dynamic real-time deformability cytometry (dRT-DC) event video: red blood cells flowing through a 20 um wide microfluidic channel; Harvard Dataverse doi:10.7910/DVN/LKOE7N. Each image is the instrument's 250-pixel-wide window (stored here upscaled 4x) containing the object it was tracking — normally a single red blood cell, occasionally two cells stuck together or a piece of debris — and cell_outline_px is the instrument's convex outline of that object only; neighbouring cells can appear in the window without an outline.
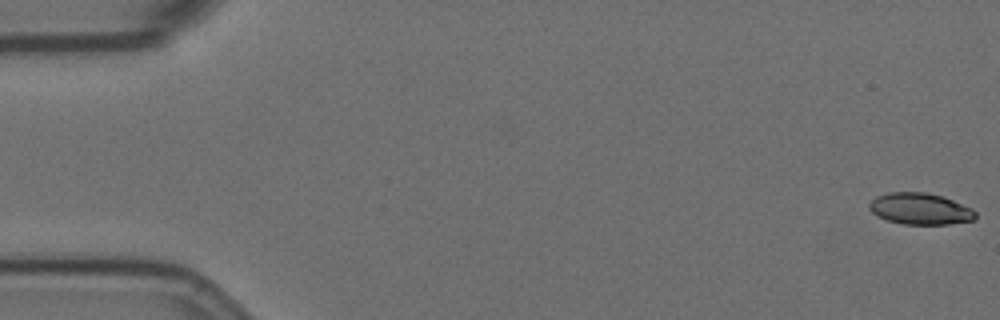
{"species": "Egyptian fruit bat (a non-hibernating species)", "species_latin": "Rousettus aegyptiacus", "temperature_condition": "room temperature", "stored_images_in_passage": 57, "camera_frame_rate_fps": 3000, "um_per_image_px": 0.085, "animal": {"sex": "female"}, "frame": {"image": 1, "passage_image": 1, "time_ms": 0.0, "image_size_px": [1000, 320], "cell_outline_px": [[976, 220], [948, 224], [904, 224], [888, 220], [876, 216], [868, 208], [868, 204], [876, 196], [888, 192], [924, 192], [940, 196], [952, 200], [972, 208], [976, 212]], "centroid_in_image_um": [78.2, 17.75], "position_along_channel_um": 6.8, "area_um2": 19.48}}
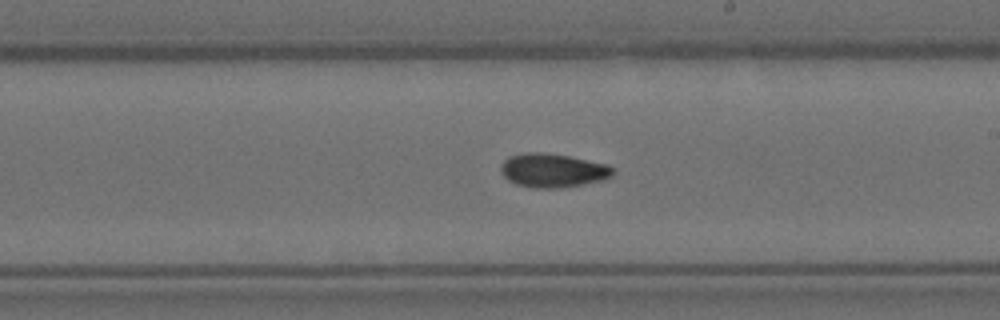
{"frame": {"image": 2, "passage_image": 33, "time_ms": 10.667, "image_size_px": [1000, 320], "cell_outline_px": [[616, 172], [612, 176], [604, 180], [584, 184], [560, 188], [532, 188], [516, 184], [508, 180], [500, 172], [500, 164], [508, 156], [524, 152], [540, 152], [568, 156], [608, 164], [616, 168]], "centroid_in_image_um": [47.0, 14.49], "position_along_channel_um": 242.0, "area_um2": 22.48}}
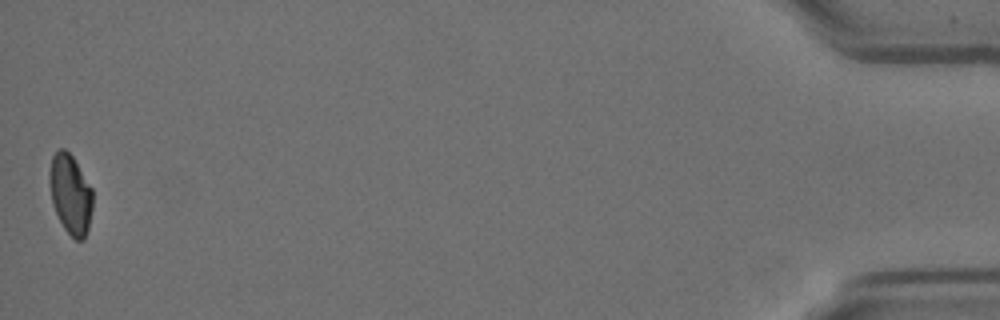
{"frame": {"image": 3, "passage_image": 57, "time_ms": 18.667, "image_size_px": [1000, 320], "cell_outline_px": [[92, 208], [88, 228], [84, 240], [76, 240], [64, 228], [52, 204], [48, 180], [48, 172], [52, 156], [60, 148], [64, 148], [72, 156], [92, 188]], "centroid_in_image_um": [5.97, 16.49], "position_along_channel_um": 429.2, "area_um2": 20.06}, "authors_computed_cell_mechanics": {"area_um2": 20.9814, "velocity_mm_per_s": 3.5627, "shape_relaxation_time_tau1_ms": null, "shape_relaxation_time_tau2_ms": 4.3097, "deformation_change_tau1": null, "deformation_change_tau2": 0.0899}}